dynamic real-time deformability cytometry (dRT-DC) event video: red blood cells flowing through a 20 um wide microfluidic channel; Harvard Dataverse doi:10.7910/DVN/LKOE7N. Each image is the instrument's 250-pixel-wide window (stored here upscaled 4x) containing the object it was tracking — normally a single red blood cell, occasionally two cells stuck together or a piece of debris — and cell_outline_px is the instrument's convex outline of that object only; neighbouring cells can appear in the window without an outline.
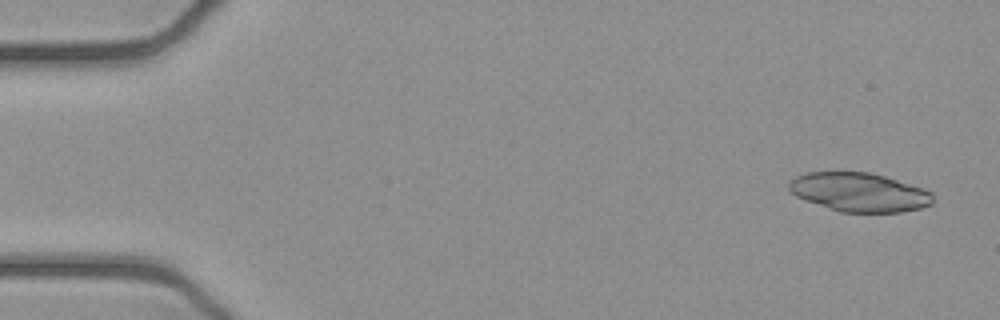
{"species": "common noctule bat (a hibernating species)", "species_latin": "Nyctalus noctula", "temperature_condition": "cold", "stored_images_in_passage": 52, "camera_frame_rate_fps": 3000, "um_per_image_px": 0.085, "animal": {"sex": "female", "body_mass_g": 21.9}, "frame": {"image": 1, "passage_image": 3, "time_ms": 0.667, "image_size_px": [1000, 320], "cell_outline_px": [[932, 204], [920, 208], [900, 212], [840, 212], [804, 200], [796, 196], [788, 188], [788, 184], [796, 176], [808, 172], [868, 172], [884, 176], [924, 188], [932, 192]], "centroid_in_image_um": [73.03, 16.34], "position_along_channel_um": 12.0, "area_um2": 32.48}}
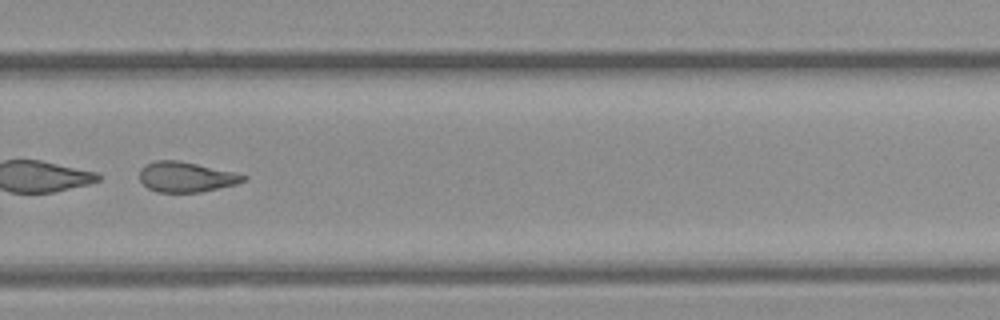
{"frame": {"image": 2, "passage_image": 36, "time_ms": 11.667, "image_size_px": [1000, 320], "cell_outline_px": [[248, 176], [244, 180], [236, 184], [200, 192], [156, 192], [148, 188], [140, 180], [140, 168], [144, 164], [156, 160], [180, 160], [236, 172]], "centroid_in_image_um": [15.8, 15.02], "position_along_channel_um": 314.0, "area_um2": 18.38}}